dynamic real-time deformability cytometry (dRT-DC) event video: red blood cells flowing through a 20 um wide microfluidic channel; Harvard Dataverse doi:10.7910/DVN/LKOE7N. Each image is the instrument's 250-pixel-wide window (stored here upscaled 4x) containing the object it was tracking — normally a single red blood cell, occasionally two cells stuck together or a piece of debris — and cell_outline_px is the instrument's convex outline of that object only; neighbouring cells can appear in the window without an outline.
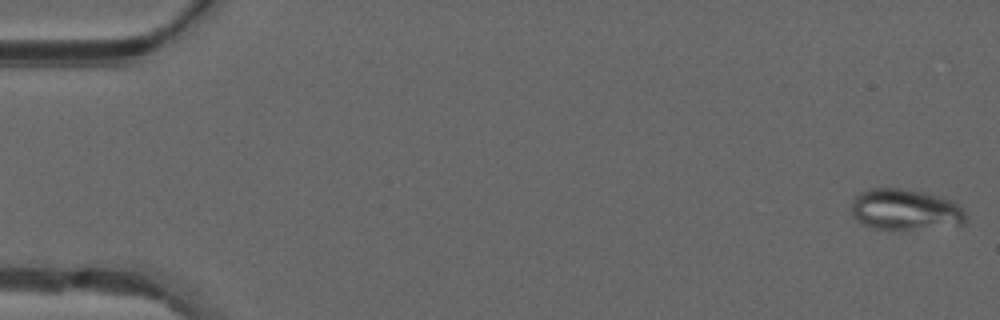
{"species": "common noctule bat (a hibernating species)", "species_latin": "Nyctalus noctula", "temperature_condition": "warm", "stored_images_in_passage": 49, "camera_frame_rate_fps": 3000, "um_per_image_px": 0.085, "animal": {"sex": "male", "forearm_length_mm": 52.5}, "frame": {"image": 1, "passage_image": 1, "time_ms": 0.0, "image_size_px": [1000, 320], "cell_outline_px": [[968, 220], [964, 224], [912, 228], [876, 228], [864, 224], [856, 220], [852, 216], [852, 196], [868, 188], [900, 188], [924, 192], [944, 196], [952, 200], [968, 216]], "centroid_in_image_um": [76.93, 17.77], "position_along_channel_um": 8.1, "area_um2": 27.22}}
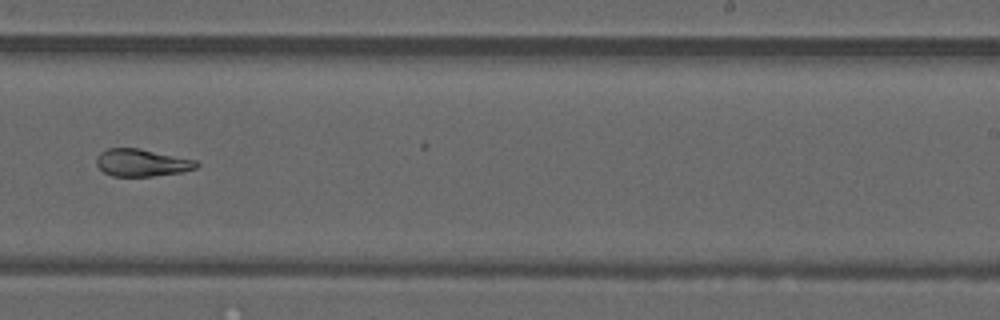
{"frame": {"image": 2, "passage_image": 31, "time_ms": 10.0, "image_size_px": [1000, 320], "cell_outline_px": [[200, 164], [196, 168], [180, 172], [152, 176], [112, 176], [104, 172], [96, 164], [96, 156], [100, 152], [108, 148], [140, 148], [196, 160]], "centroid_in_image_um": [12.04, 13.82], "position_along_channel_um": 277.0, "area_um2": 15.95}}
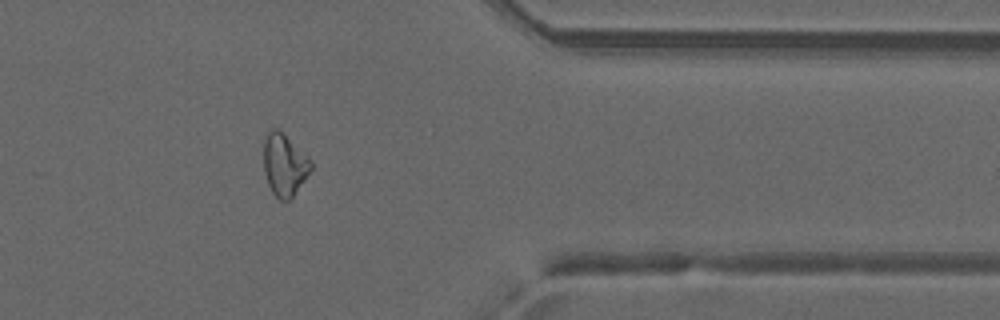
{"frame": {"image": 3, "passage_image": 40, "time_ms": 13.0, "image_size_px": [1000, 320], "cell_outline_px": [[312, 168], [304, 180], [292, 196], [288, 200], [280, 200], [272, 192], [268, 184], [264, 172], [264, 140], [268, 132], [272, 128], [276, 128], [308, 156], [312, 160]], "centroid_in_image_um": [24.17, 14.01], "position_along_channel_um": 387.2, "area_um2": 16.76}, "authors_computed_cell_mechanics": {"area_um2": 19.363, "velocity_mm_per_s": 4.1967, "shape_relaxation_time_tau1_ms": null, "shape_relaxation_time_tau2_ms": 2.2064, "deformation_change_tau1": null, "deformation_change_tau2": 0.0796}}